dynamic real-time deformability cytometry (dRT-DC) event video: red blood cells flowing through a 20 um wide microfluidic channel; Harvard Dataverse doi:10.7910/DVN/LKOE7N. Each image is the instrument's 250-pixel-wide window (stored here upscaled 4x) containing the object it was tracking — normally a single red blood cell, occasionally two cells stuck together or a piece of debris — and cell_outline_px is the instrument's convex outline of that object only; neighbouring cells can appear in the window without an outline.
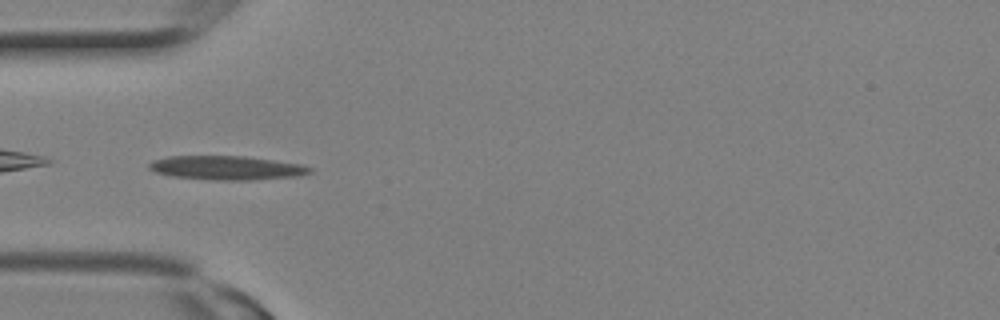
{"species": "Egyptian fruit bat (a non-hibernating species)", "species_latin": "Rousettus aegyptiacus", "temperature_condition": "room temperature", "stored_images_in_passage": 1, "camera_frame_rate_fps": 3000, "um_per_image_px": 0.085, "animal": {"sex": "female"}, "frame": {"image": 1, "passage_image": 1, "time_ms": 0.0, "image_size_px": [1000, 320], "cell_outline_px": [[312, 172], [300, 176], [252, 180], [216, 180], [172, 176], [156, 172], [148, 168], [148, 164], [152, 160], [168, 156], [244, 156], [304, 164], [312, 168]], "centroid_in_image_um": [19.3, 14.26], "position_along_channel_um": 65.7, "area_um2": 22.6}}